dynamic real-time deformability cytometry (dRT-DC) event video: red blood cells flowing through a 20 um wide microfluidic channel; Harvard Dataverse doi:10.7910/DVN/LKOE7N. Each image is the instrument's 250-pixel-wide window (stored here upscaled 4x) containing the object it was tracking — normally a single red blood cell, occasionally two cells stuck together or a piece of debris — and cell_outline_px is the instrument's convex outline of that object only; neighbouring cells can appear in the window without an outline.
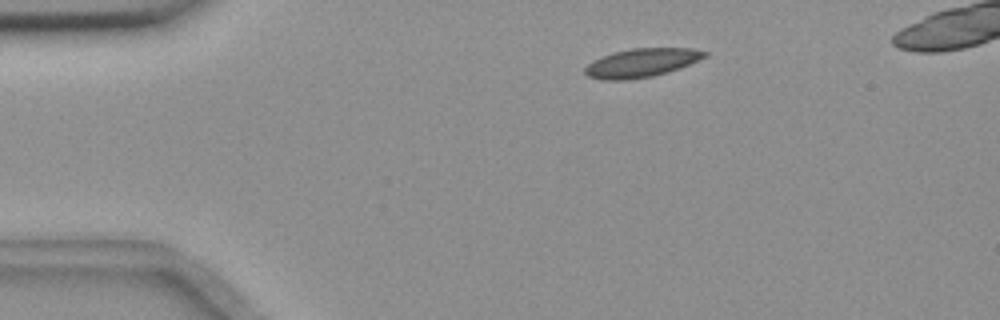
{"species": "common noctule bat (a hibernating species)", "species_latin": "Nyctalus noctula", "temperature_condition": "room temperature", "stored_images_in_passage": 45, "camera_frame_rate_fps": 3000, "um_per_image_px": 0.085, "animal": {"sex": "female", "body_mass_g": 18.4}, "frame": {"image": 1, "passage_image": 2, "time_ms": 0.333, "image_size_px": [1000, 320], "cell_outline_px": [[708, 56], [668, 72], [652, 76], [624, 80], [604, 80], [588, 76], [584, 72], [584, 68], [592, 60], [600, 56], [612, 52], [632, 48], [692, 48], [708, 52]], "centroid_in_image_um": [54.5, 5.33], "position_along_channel_um": 30.5, "area_um2": 20.0}}
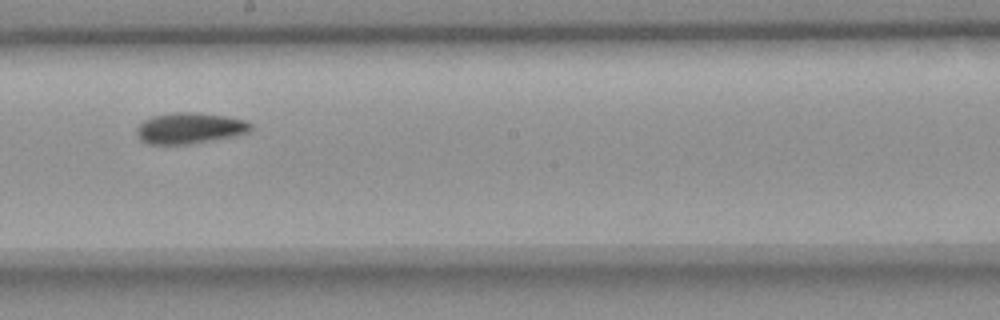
{"frame": {"image": 2, "passage_image": 23, "time_ms": 7.333, "image_size_px": [1000, 320], "cell_outline_px": [[252, 128], [248, 132], [236, 136], [192, 144], [148, 144], [140, 140], [136, 132], [136, 128], [144, 120], [152, 116], [172, 112], [192, 112], [224, 116], [244, 120], [252, 124]], "centroid_in_image_um": [16.11, 10.9], "position_along_channel_um": 232.1, "area_um2": 20.69}}
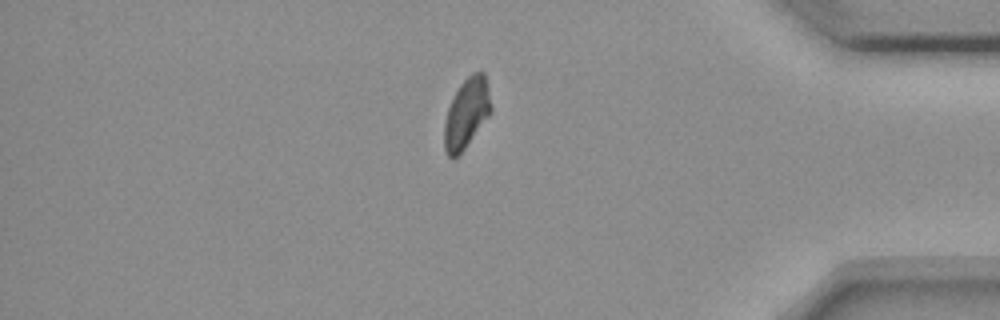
{"frame": {"image": 3, "passage_image": 39, "time_ms": 12.667, "image_size_px": [1000, 320], "cell_outline_px": [[492, 112], [464, 148], [452, 160], [448, 156], [444, 148], [444, 124], [448, 108], [460, 84], [472, 72], [484, 72], [492, 108]], "centroid_in_image_um": [39.65, 9.63], "position_along_channel_um": 395.5, "area_um2": 18.73}, "authors_computed_cell_mechanics": {"area_um2": 19.8832, "velocity_mm_per_s": 3.6365, "shape_relaxation_time_tau1_ms": null, "shape_relaxation_time_tau2_ms": 2.1579, "deformation_change_tau1": null, "deformation_change_tau2": 0.0506}}